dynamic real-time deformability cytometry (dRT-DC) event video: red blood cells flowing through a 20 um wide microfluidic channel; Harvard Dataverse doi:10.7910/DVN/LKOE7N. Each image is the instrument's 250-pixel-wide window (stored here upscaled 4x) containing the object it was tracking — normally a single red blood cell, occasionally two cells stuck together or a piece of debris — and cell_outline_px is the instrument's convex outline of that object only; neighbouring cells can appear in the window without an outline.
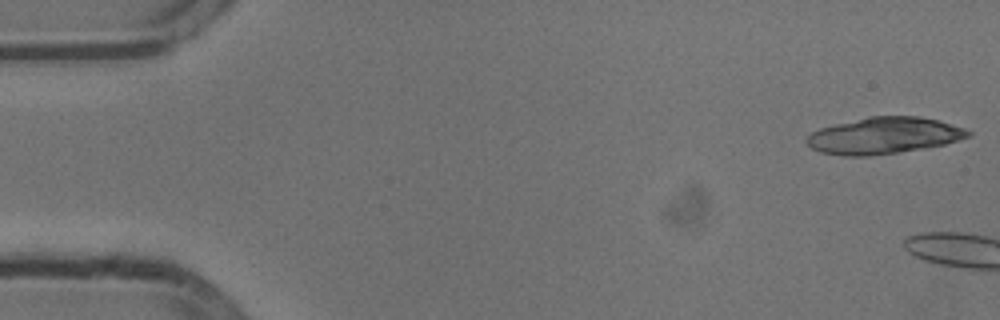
{"species": "common noctule bat (a hibernating species)", "species_latin": "Nyctalus noctula", "temperature_condition": "cold", "stored_images_in_passage": 4, "camera_frame_rate_fps": 3000, "um_per_image_px": 0.085, "animal": {"sex": "male", "body_mass_g": 13.3}, "frame": {"image": 1, "passage_image": 1, "time_ms": 0.0, "image_size_px": [1000, 320], "cell_outline_px": [[972, 136], [944, 144], [924, 148], [868, 156], [844, 156], [820, 152], [812, 148], [804, 140], [812, 132], [820, 128], [868, 116], [920, 116], [936, 120], [964, 128], [972, 132]], "centroid_in_image_um": [75.12, 11.52], "position_along_channel_um": 9.9, "area_um2": 34.16}}